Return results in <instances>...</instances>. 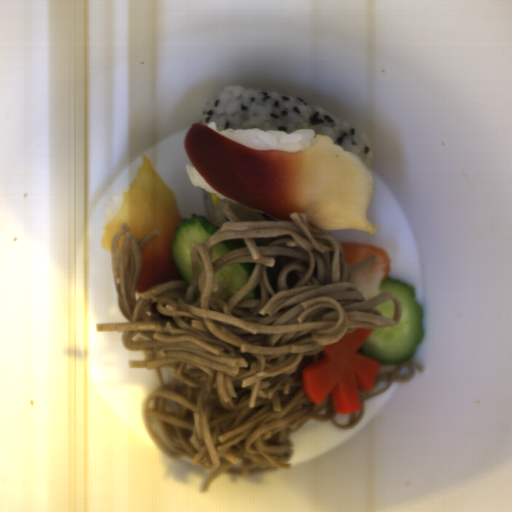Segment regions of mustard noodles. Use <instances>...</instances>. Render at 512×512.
Segmentation results:
<instances>
[{
	"label": "mustard noodles",
	"instance_id": "0af2e427",
	"mask_svg": "<svg viewBox=\"0 0 512 512\" xmlns=\"http://www.w3.org/2000/svg\"><path fill=\"white\" fill-rule=\"evenodd\" d=\"M278 220L239 204L223 206L227 222L190 248L191 279L135 288L142 249L158 229L135 238L127 224L112 237L110 257L117 307L128 322L98 323L97 331H121L123 349L140 351L130 368L155 372L158 387L146 398L144 426L171 458L186 457L209 472L203 493L227 474L246 477L291 468L290 435L309 421H329L350 430L362 420L365 402L409 382L422 364L411 358L379 364L372 389L359 394L362 410L337 414L330 393L313 404L302 384L304 368L323 359L322 350L357 329L398 325L402 304L390 292L365 300L353 280L374 265V254L349 266L327 229H313L314 212ZM240 239L243 246L211 262L217 242ZM232 263L254 264L250 280L222 299L225 281L216 272ZM259 287L262 298L240 301ZM394 301L395 317L374 307Z\"/></svg>",
	"mask_w": 512,
	"mask_h": 512
}]
</instances>
